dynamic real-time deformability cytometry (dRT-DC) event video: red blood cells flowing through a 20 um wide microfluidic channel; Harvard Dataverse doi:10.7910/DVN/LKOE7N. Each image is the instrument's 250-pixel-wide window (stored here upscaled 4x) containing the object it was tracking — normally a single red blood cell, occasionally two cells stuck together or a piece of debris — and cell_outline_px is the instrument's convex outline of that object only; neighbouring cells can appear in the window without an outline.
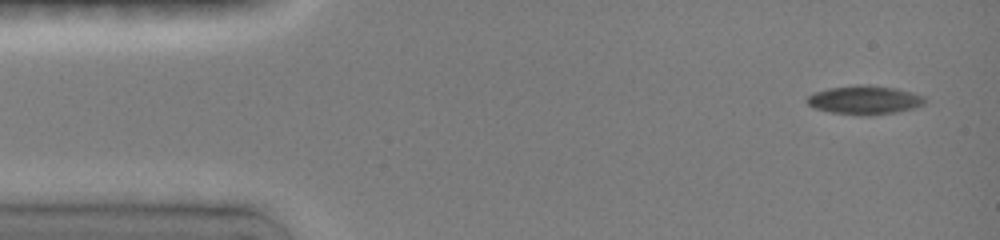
{"species": "common noctule bat (a hibernating species)", "species_latin": "Nyctalus noctula", "temperature_condition": "room temperature", "stored_images_in_passage": 6, "camera_frame_rate_fps": 3000, "um_per_image_px": 0.085, "animal": {"sex": "female", "body_mass_g": 19.0, "forearm_length_mm": 51.5}, "frame": {"image": 1, "passage_image": 1, "time_ms": 0.0, "image_size_px": [1000, 240], "cell_outline_px": [[924, 104], [912, 108], [896, 112], [868, 116], [832, 112], [816, 108], [808, 104], [804, 100], [808, 96], [816, 92], [828, 88], [856, 84], [868, 84], [896, 88], [912, 92], [924, 96]], "centroid_in_image_um": [73.48, 8.48], "position_along_channel_um": 11.5, "area_um2": 19.71}}
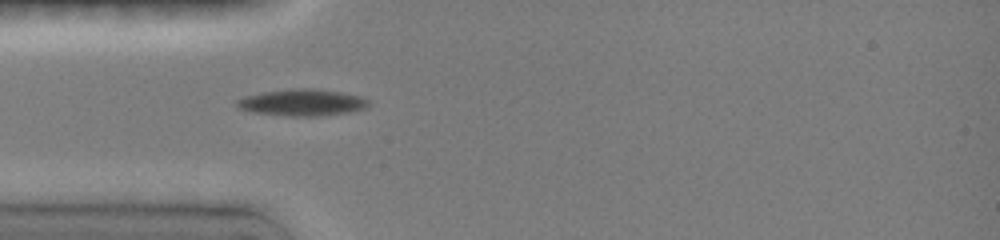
{"frame": {"image": 2, "passage_image": 6, "time_ms": 3.667, "image_size_px": [1000, 240], "cell_outline_px": [[368, 108], [352, 112], [324, 116], [288, 116], [252, 112], [240, 108], [236, 104], [236, 100], [248, 96], [264, 92], [300, 88], [304, 88], [340, 92], [360, 96], [368, 100]], "centroid_in_image_um": [25.74, 8.74], "position_along_channel_um": 59.3, "area_um2": 20.23}}